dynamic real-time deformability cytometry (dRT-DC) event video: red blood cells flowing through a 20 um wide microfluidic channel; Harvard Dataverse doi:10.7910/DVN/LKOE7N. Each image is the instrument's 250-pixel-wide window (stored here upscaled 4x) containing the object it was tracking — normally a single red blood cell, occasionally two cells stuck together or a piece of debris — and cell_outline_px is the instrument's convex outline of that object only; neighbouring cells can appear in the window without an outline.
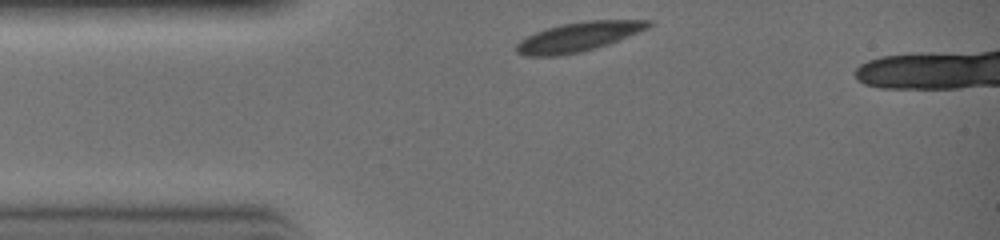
{"species": "common noctule bat (a hibernating species)", "species_latin": "Nyctalus noctula", "temperature_condition": "warm", "stored_images_in_passage": 21, "camera_frame_rate_fps": 3000, "um_per_image_px": 0.085, "animal": {"sex": "female", "body_mass_g": 19.0, "forearm_length_mm": 51.5}, "frame": {"image": 1, "passage_image": 1, "time_ms": 0.0, "image_size_px": [1000, 240], "cell_outline_px": [[652, 24], [648, 28], [608, 44], [596, 48], [580, 52], [556, 56], [528, 56], [516, 52], [516, 44], [520, 40], [536, 32], [548, 28], [564, 24], [588, 20], [652, 20]], "centroid_in_image_um": [49.17, 3.13], "position_along_channel_um": 35.8, "area_um2": 22.25}}
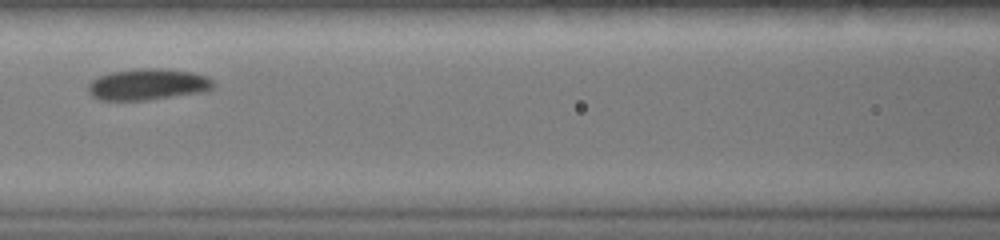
{"frame": {"image": 2, "passage_image": 8, "time_ms": 2.333, "image_size_px": [1000, 240], "cell_outline_px": [[216, 84], [208, 92], [148, 100], [100, 100], [92, 96], [88, 92], [88, 84], [92, 80], [100, 76], [112, 72], [136, 68], [168, 68], [192, 72], [208, 76]], "centroid_in_image_um": [12.62, 7.17], "position_along_channel_um": 154.0, "area_um2": 23.29}}
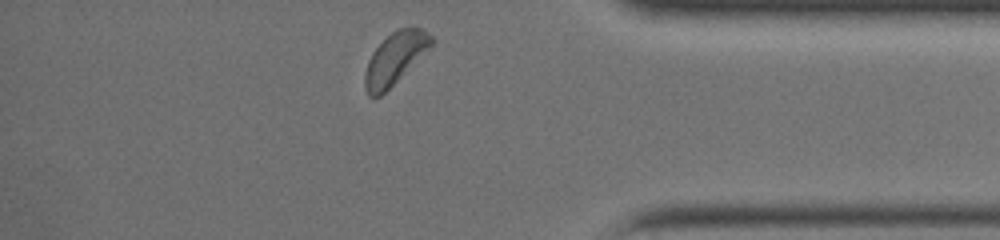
{"frame": {"image": 3, "passage_image": 21, "time_ms": 6.667, "image_size_px": [1000, 240], "cell_outline_px": [[436, 44], [432, 48], [380, 96], [368, 96], [364, 88], [364, 76], [368, 60], [372, 52], [396, 28], [408, 24], [420, 28], [428, 32], [432, 36]], "centroid_in_image_um": [33.63, 4.91], "position_along_channel_um": 401.6, "area_um2": 20.46}}